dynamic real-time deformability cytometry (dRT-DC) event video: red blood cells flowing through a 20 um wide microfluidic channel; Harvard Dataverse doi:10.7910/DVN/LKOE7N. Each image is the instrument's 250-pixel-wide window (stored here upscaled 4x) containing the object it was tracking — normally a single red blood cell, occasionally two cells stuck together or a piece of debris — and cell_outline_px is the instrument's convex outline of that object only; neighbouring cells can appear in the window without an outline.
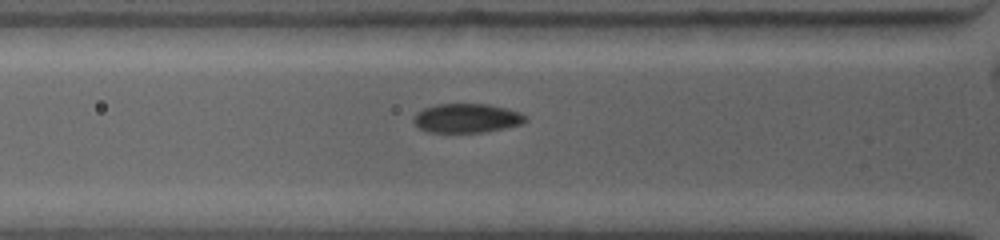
{"species": "common noctule bat (a hibernating species)", "species_latin": "Nyctalus noctula", "temperature_condition": "warm", "stored_images_in_passage": 16, "camera_frame_rate_fps": 4500, "um_per_image_px": 0.085, "animal": {"sex": "female", "body_mass_g": 19.0, "forearm_length_mm": 53.3}, "frame": {"image": 1, "passage_image": 2, "time_ms": 0.667, "image_size_px": [1000, 240], "cell_outline_px": [[528, 120], [520, 124], [504, 128], [484, 132], [428, 132], [420, 128], [412, 120], [416, 112], [424, 108], [436, 104], [488, 104], [508, 108], [520, 112]], "centroid_in_image_um": [39.66, 10.03], "position_along_channel_um": 86.1, "area_um2": 18.96}}
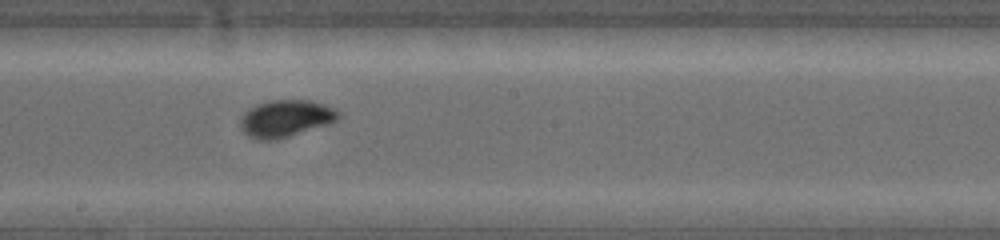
{"frame": {"image": 2, "passage_image": 7, "time_ms": 4.222, "image_size_px": [1000, 240], "cell_outline_px": [[340, 116], [336, 120], [328, 124], [276, 140], [256, 140], [248, 136], [240, 128], [240, 120], [244, 112], [248, 108], [256, 104], [272, 100], [308, 100], [324, 104], [340, 112]], "centroid_in_image_um": [24.24, 10.07], "position_along_channel_um": 224.0, "area_um2": 21.15}}
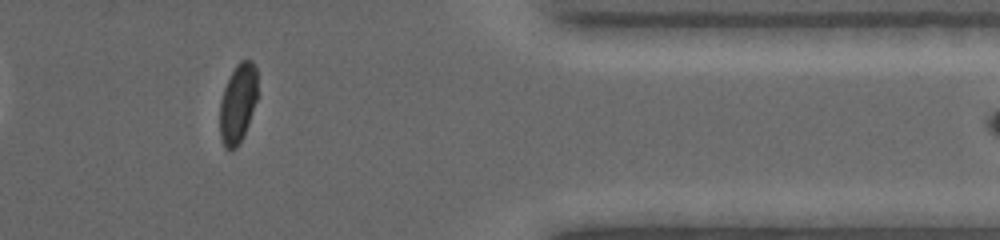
{"frame": {"image": 3, "passage_image": 14, "time_ms": 9.111, "image_size_px": [1000, 240], "cell_outline_px": [[256, 100], [244, 136], [236, 148], [224, 148], [220, 136], [220, 100], [224, 88], [236, 64], [240, 60], [252, 60], [256, 68]], "centroid_in_image_um": [20.2, 8.79], "position_along_channel_um": 391.2, "area_um2": 17.22}}